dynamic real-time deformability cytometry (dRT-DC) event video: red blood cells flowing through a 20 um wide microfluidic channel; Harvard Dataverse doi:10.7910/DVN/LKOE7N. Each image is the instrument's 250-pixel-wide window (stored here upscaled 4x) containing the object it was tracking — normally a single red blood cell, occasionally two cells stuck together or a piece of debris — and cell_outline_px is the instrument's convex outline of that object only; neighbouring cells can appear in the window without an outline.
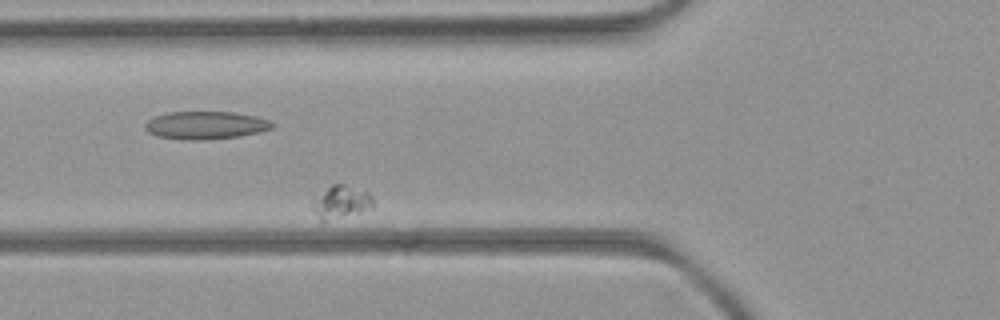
{"species": "common noctule bat (a hibernating species)", "species_latin": "Nyctalus noctula", "temperature_condition": "room temperature", "stored_images_in_passage": 38, "camera_frame_rate_fps": 3000, "um_per_image_px": 0.085, "animal": {"sex": "female", "body_mass_g": 21.9}, "frame": {"image": 1, "passage_image": 7, "time_ms": 2.0, "image_size_px": [1000, 320], "cell_outline_px": [[372, 208], [324, 224], [320, 224], [312, 208], [312, 204], [332, 184], [344, 184], [368, 192], [372, 196]], "centroid_in_image_um": [28.97, 17.25], "position_along_channel_um": 96.8, "area_um2": 11.68}}
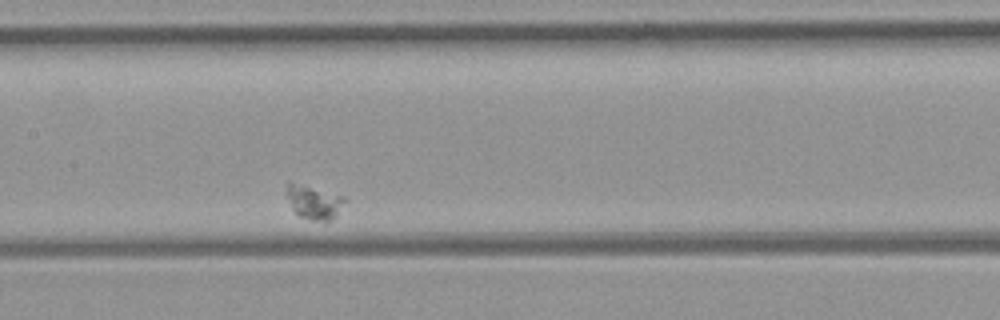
{"frame": {"image": 2, "passage_image": 15, "time_ms": 4.667, "image_size_px": [1000, 320], "cell_outline_px": [[348, 200], [336, 216], [332, 220], [308, 220], [300, 216], [292, 208], [288, 196], [288, 184], [292, 184], [344, 196]], "centroid_in_image_um": [26.78, 17.25], "position_along_channel_um": 180.6, "area_um2": 10.75}}
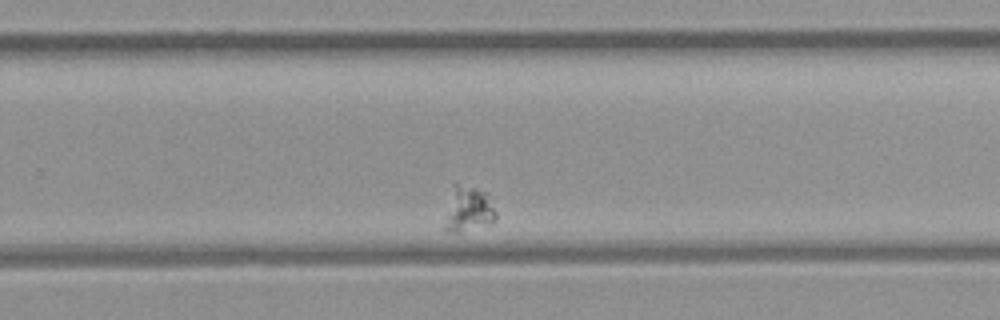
{"frame": {"image": 3, "passage_image": 25, "time_ms": 8.0, "image_size_px": [1000, 320], "cell_outline_px": [[496, 220], [456, 232], [448, 232], [444, 228], [452, 184], [456, 184], [476, 188], [484, 192], [496, 212]], "centroid_in_image_um": [39.77, 17.76], "position_along_channel_um": 290.0, "area_um2": 12.77}}